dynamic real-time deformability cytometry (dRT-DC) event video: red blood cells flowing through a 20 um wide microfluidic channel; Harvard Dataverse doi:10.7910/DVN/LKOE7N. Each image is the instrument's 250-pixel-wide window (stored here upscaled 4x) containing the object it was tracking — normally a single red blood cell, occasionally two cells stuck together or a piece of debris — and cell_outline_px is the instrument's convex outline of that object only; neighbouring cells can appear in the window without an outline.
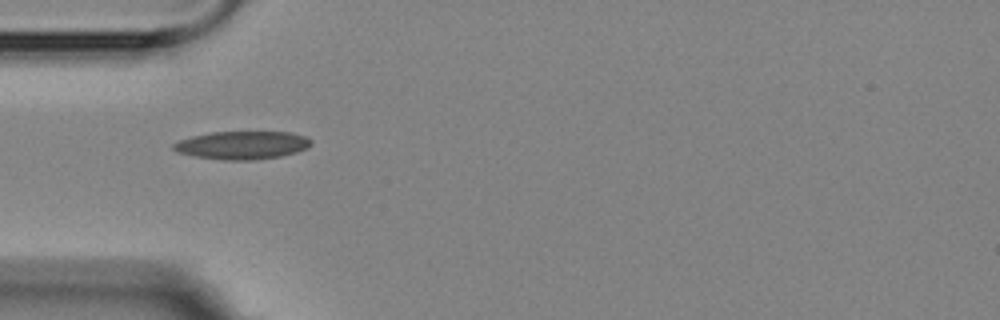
{"species": "Egyptian fruit bat (a non-hibernating species)", "species_latin": "Rousettus aegyptiacus", "temperature_condition": "room temperature", "stored_images_in_passage": 1, "camera_frame_rate_fps": 3000, "um_per_image_px": 0.085, "animal": {"sex": "female"}, "frame": {"image": 1, "passage_image": 1, "time_ms": 0.0, "image_size_px": [1000, 320], "cell_outline_px": [[312, 144], [308, 148], [296, 152], [280, 156], [252, 160], [224, 160], [196, 156], [176, 152], [172, 148], [172, 144], [180, 140], [192, 136], [212, 132], [292, 132], [308, 136], [312, 140]], "centroid_in_image_um": [20.62, 12.33], "position_along_channel_um": 64.4, "area_um2": 22.6}}